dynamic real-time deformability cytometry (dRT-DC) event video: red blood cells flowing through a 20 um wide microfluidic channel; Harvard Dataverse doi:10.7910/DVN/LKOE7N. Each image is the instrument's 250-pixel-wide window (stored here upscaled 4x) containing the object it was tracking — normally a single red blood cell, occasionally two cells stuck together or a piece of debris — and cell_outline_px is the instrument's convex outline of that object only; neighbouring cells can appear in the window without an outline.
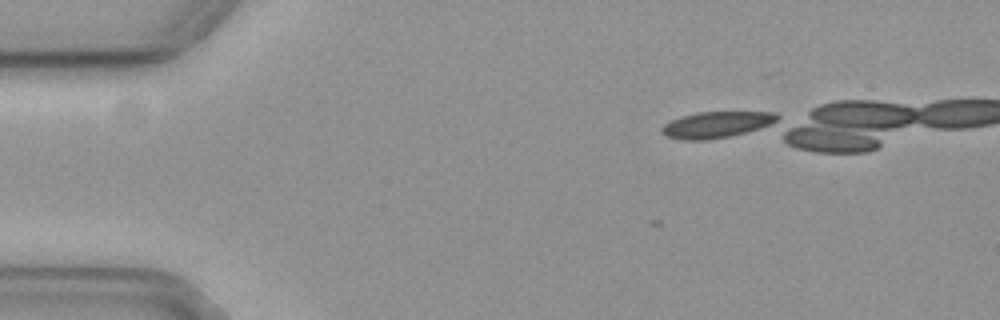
{"species": "common noctule bat (a hibernating species)", "species_latin": "Nyctalus noctula", "temperature_condition": "cold", "stored_images_in_passage": 1, "camera_frame_rate_fps": 3000, "um_per_image_px": 0.085, "animal": {"sex": "female", "body_mass_g": 19.3, "forearm_length_mm": 54.1}, "frame": {"image": 1, "passage_image": 1, "time_ms": 0.0, "image_size_px": [1000, 320], "cell_outline_px": [[776, 124], [744, 132], [724, 136], [700, 140], [688, 140], [668, 136], [664, 132], [664, 124], [672, 120], [684, 116], [704, 112], [768, 112], [776, 116]], "centroid_in_image_um": [60.94, 10.58], "position_along_channel_um": 24.1, "area_um2": 16.7}}